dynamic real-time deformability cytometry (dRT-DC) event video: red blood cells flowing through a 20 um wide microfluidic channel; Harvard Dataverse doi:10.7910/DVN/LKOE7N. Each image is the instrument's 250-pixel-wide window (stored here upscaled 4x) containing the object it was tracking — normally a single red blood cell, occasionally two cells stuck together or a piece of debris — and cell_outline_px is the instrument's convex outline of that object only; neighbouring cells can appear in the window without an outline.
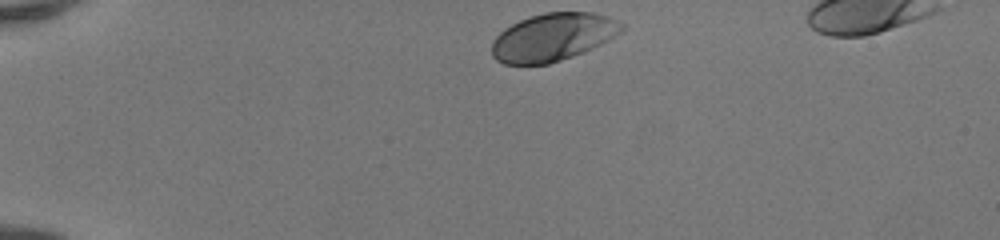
{"species": "human", "species_latin": "Homo sapiens", "temperature_condition": "room temperature", "stored_images_in_passage": 34, "camera_frame_rate_fps": 3000, "um_per_image_px": 0.085, "donor": {"sex": "female"}, "frame": {"image": 1, "passage_image": 1, "time_ms": 0.0, "image_size_px": [1000, 240], "cell_outline_px": [[624, 28], [620, 32], [608, 40], [584, 52], [548, 64], [504, 64], [496, 60], [492, 56], [492, 40], [504, 28], [520, 20], [544, 12], [596, 12], [620, 20], [624, 24]], "centroid_in_image_um": [47.01, 3.14], "position_along_channel_um": 38.0, "area_um2": 36.24}}
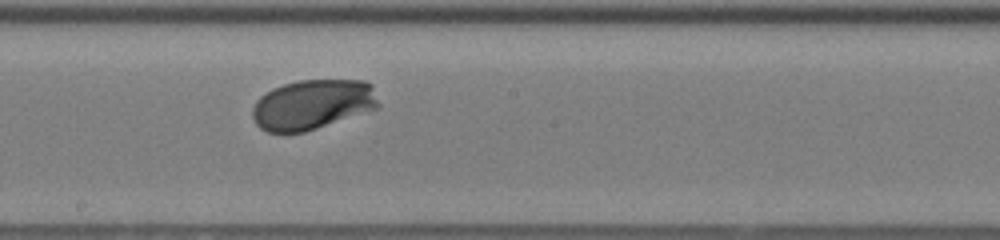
{"frame": {"image": 2, "passage_image": 19, "time_ms": 6.0, "image_size_px": [1000, 240], "cell_outline_px": [[380, 104], [376, 108], [304, 132], [268, 132], [260, 128], [256, 124], [252, 116], [252, 108], [256, 100], [260, 96], [272, 88], [284, 84], [300, 80], [364, 80], [372, 84]], "centroid_in_image_um": [26.54, 8.87], "position_along_channel_um": 221.7, "area_um2": 36.53}}
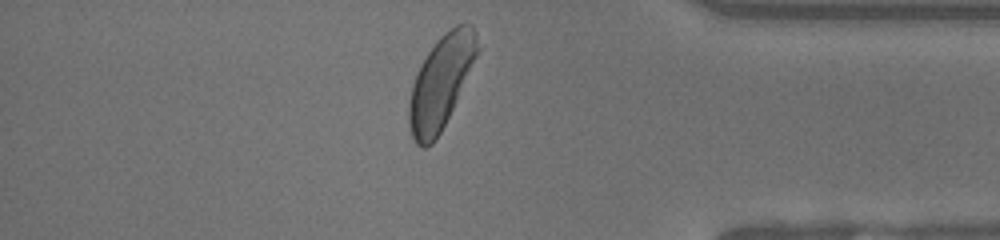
{"frame": {"image": 3, "passage_image": 33, "time_ms": 10.667, "image_size_px": [1000, 240], "cell_outline_px": [[480, 48], [456, 100], [440, 132], [432, 144], [424, 148], [416, 144], [412, 136], [408, 124], [408, 104], [412, 84], [420, 64], [436, 40], [444, 32], [456, 24], [472, 24], [476, 32]], "centroid_in_image_um": [37.45, 6.96], "position_along_channel_um": 397.7, "area_um2": 36.65}, "authors_computed_cell_mechanics": {"area_um2": 36.2117, "velocity_mm_per_s": 4.1288, "shape_relaxation_time_tau1_ms": 1.3046, "shape_relaxation_time_tau2_ms": null, "deformation_change_tau1": 0.121, "deformation_change_tau2": null}}